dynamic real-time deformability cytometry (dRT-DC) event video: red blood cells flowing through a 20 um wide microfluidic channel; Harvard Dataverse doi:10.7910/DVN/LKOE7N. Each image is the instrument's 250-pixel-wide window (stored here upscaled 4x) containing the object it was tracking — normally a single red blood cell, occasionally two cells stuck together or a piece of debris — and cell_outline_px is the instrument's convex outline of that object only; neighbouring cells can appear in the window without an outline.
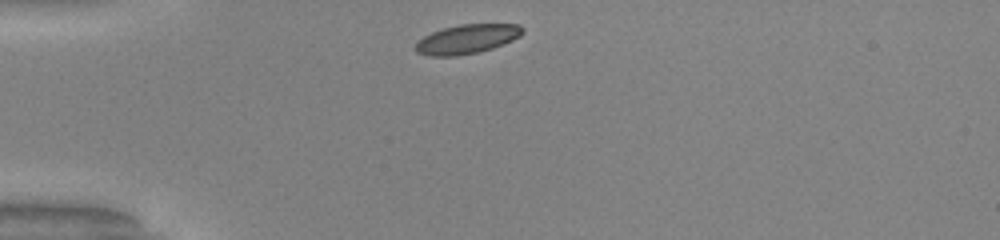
{"species": "common noctule bat (a hibernating species)", "species_latin": "Nyctalus noctula", "temperature_condition": "warm", "stored_images_in_passage": 29, "camera_frame_rate_fps": 3000, "um_per_image_px": 0.085, "animal": {"sex": "male", "body_mass_g": 20.0, "forearm_length_mm": 53.3}, "frame": {"image": 1, "passage_image": 1, "time_ms": 0.0, "image_size_px": [1000, 240], "cell_outline_px": [[524, 32], [520, 36], [512, 40], [492, 48], [476, 52], [456, 56], [428, 56], [416, 52], [416, 44], [424, 36], [432, 32], [444, 28], [460, 24], [520, 24], [524, 28]], "centroid_in_image_um": [39.71, 3.31], "position_along_channel_um": 45.3, "area_um2": 18.09}}
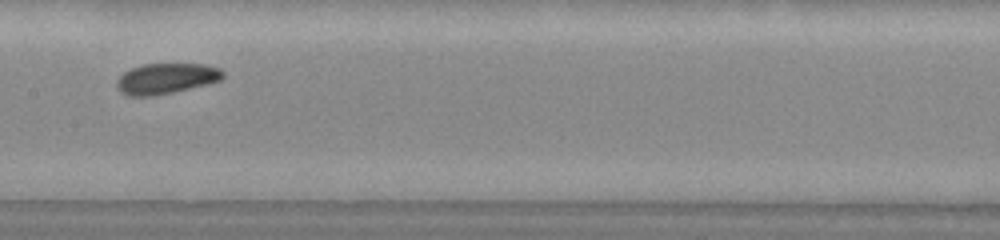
{"frame": {"image": 2, "passage_image": 14, "time_ms": 4.333, "image_size_px": [1000, 240], "cell_outline_px": [[224, 76], [220, 80], [208, 84], [172, 92], [152, 96], [128, 96], [120, 92], [116, 84], [116, 80], [128, 68], [140, 64], [204, 64], [220, 68], [224, 72]], "centroid_in_image_um": [14.09, 6.67], "position_along_channel_um": 193.3, "area_um2": 19.07}}
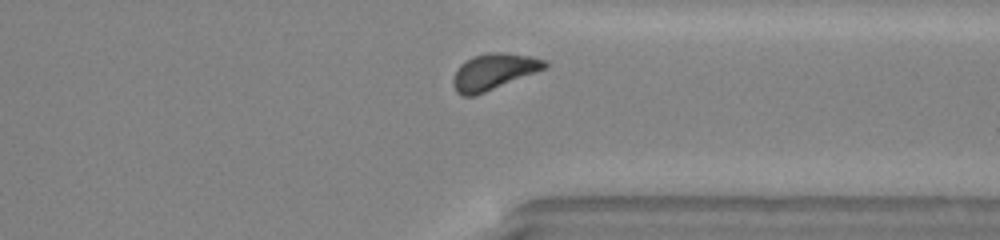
{"frame": {"image": 3, "passage_image": 27, "time_ms": 8.667, "image_size_px": [1000, 240], "cell_outline_px": [[548, 64], [544, 68], [476, 96], [460, 96], [456, 92], [452, 84], [452, 80], [456, 68], [460, 64], [472, 56], [492, 52], [504, 52], [528, 56], [544, 60]], "centroid_in_image_um": [41.87, 6.1], "position_along_channel_um": 369.5, "area_um2": 19.13}, "authors_computed_cell_mechanics": {"area_um2": 18.8428, "velocity_mm_per_s": 4.067, "shape_relaxation_time_tau1_ms": 1.7985, "shape_relaxation_time_tau2_ms": 3.3164, "deformation_change_tau1": 0.0942, "deformation_change_tau2": 0.0893}}